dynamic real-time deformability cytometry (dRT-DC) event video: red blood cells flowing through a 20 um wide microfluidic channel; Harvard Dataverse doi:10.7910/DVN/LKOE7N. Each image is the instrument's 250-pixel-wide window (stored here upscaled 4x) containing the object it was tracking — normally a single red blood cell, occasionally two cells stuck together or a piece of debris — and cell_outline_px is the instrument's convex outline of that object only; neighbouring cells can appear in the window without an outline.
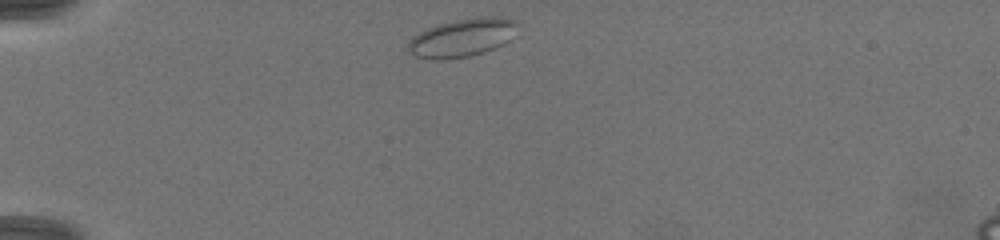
{"species": "common noctule bat (a hibernating species)", "species_latin": "Nyctalus noctula", "temperature_condition": "warm", "stored_images_in_passage": 5, "camera_frame_rate_fps": 3000, "um_per_image_px": 0.085, "animal": {"sex": "female", "body_mass_g": 19.5, "forearm_length_mm": 54.1}, "frame": {"image": 1, "passage_image": 1, "time_ms": 0.0, "image_size_px": [1000, 240], "cell_outline_px": [[516, 20], [508, 40], [504, 44], [484, 52], [468, 56], [444, 60], [432, 60], [416, 56], [408, 52], [408, 44], [420, 32], [428, 28], [440, 24], [456, 20], [480, 16], [492, 16]], "centroid_in_image_um": [39.24, 3.22], "position_along_channel_um": 45.8, "area_um2": 23.76}}